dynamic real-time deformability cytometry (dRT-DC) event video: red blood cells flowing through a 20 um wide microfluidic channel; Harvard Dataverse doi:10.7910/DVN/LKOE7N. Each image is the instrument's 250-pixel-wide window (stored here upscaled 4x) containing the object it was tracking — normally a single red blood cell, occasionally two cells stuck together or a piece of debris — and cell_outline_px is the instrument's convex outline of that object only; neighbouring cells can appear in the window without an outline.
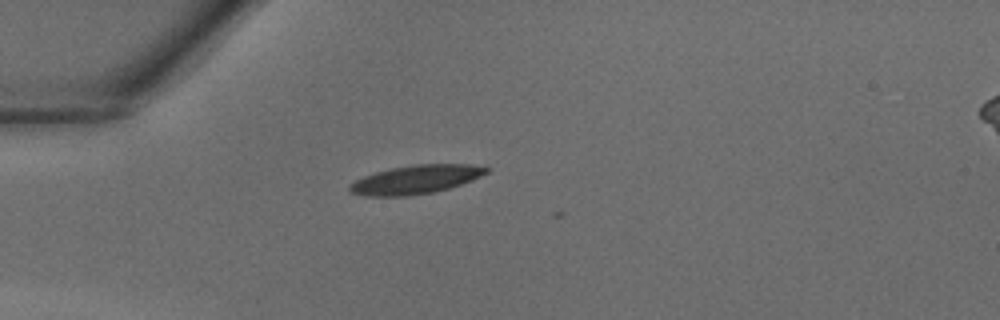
{"species": "common noctule bat (a hibernating species)", "species_latin": "Nyctalus noctula", "temperature_condition": "warm", "stored_images_in_passage": 8, "camera_frame_rate_fps": 3000, "um_per_image_px": 0.085, "animal": {"sex": "male", "body_mass_g": 18.8}, "frame": {"image": 1, "passage_image": 1, "time_ms": 0.0, "image_size_px": [1000, 320], "cell_outline_px": [[488, 172], [472, 180], [448, 188], [432, 192], [408, 196], [364, 196], [348, 192], [348, 188], [356, 180], [364, 176], [376, 172], [392, 168], [416, 164], [468, 164], [488, 168]], "centroid_in_image_um": [35.3, 15.26], "position_along_channel_um": 49.7, "area_um2": 22.54}}
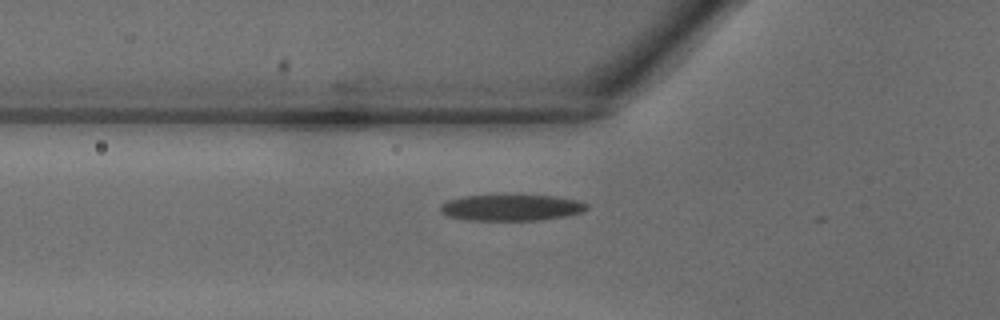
{"frame": {"image": 2, "passage_image": 4, "time_ms": 1.0, "image_size_px": [1000, 320], "cell_outline_px": [[588, 208], [584, 212], [564, 216], [540, 220], [468, 220], [448, 216], [440, 212], [440, 204], [448, 200], [464, 196], [556, 196], [576, 200], [588, 204]], "centroid_in_image_um": [43.46, 17.66], "position_along_channel_um": 82.3, "area_um2": 22.14}}
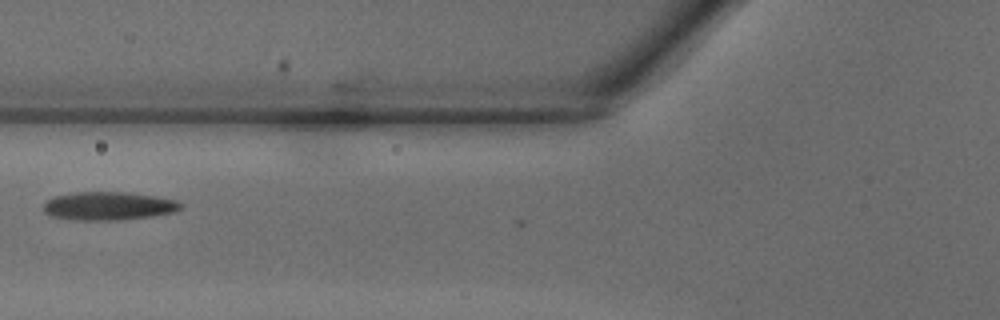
{"frame": {"image": 3, "passage_image": 6, "time_ms": 1.667, "image_size_px": [1000, 320], "cell_outline_px": [[180, 208], [176, 212], [152, 216], [120, 220], [76, 220], [48, 216], [44, 212], [44, 200], [56, 196], [72, 192], [124, 192], [156, 196], [176, 200], [180, 204]], "centroid_in_image_um": [9.17, 17.51], "position_along_channel_um": 116.6, "area_um2": 22.77}}